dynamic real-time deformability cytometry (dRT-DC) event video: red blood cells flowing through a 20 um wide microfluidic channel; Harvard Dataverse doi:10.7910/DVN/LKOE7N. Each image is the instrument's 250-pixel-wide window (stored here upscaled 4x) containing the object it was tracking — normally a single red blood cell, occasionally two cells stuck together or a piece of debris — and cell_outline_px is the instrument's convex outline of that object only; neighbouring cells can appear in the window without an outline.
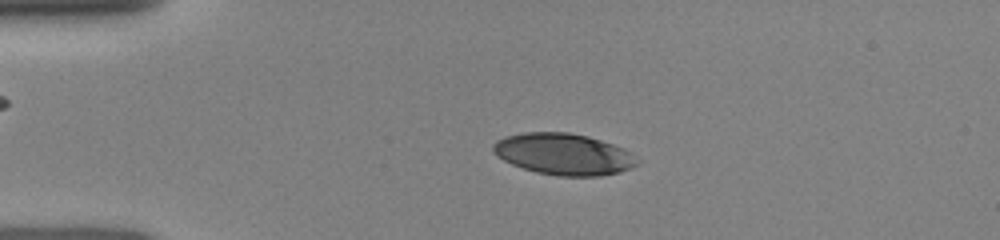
{"species": "human", "species_latin": "Homo sapiens", "temperature_condition": "room temperature", "stored_images_in_passage": 41, "camera_frame_rate_fps": 3000, "um_per_image_px": 0.085, "donor": {"sex": "female"}, "frame": {"image": 1, "passage_image": 20, "time_ms": 3.333, "image_size_px": [1000, 240], "cell_outline_px": [[640, 160], [632, 168], [620, 172], [600, 176], [560, 176], [536, 172], [512, 164], [496, 156], [492, 152], [492, 144], [496, 140], [504, 136], [524, 132], [568, 132], [588, 136], [624, 148]], "centroid_in_image_um": [47.89, 13.1], "position_along_channel_um": 37.1, "area_um2": 34.97}}
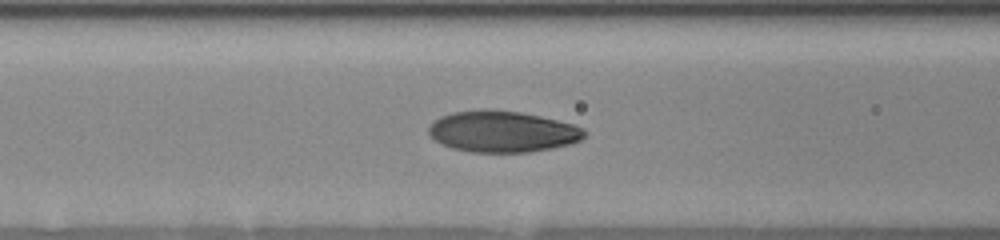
{"frame": {"image": 2, "passage_image": 32, "time_ms": 6.333, "image_size_px": [1000, 240], "cell_outline_px": [[588, 132], [580, 140], [568, 144], [552, 148], [528, 152], [468, 152], [452, 148], [440, 144], [428, 136], [428, 128], [432, 120], [440, 116], [452, 112], [484, 108], [520, 112], [540, 116], [572, 124], [584, 128]], "centroid_in_image_um": [42.64, 11.17], "position_along_channel_um": 124.0, "area_um2": 37.86}}
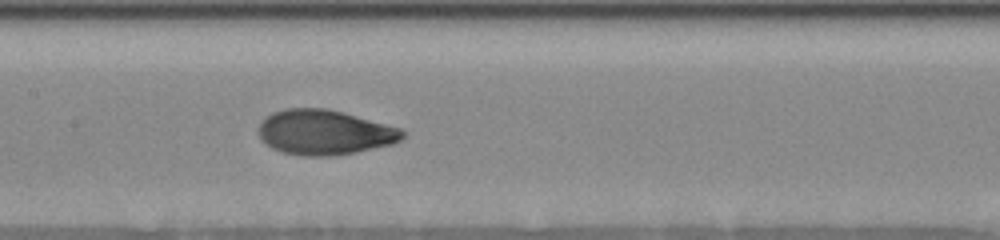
{"frame": {"image": 3, "passage_image": 40, "time_ms": 7.667, "image_size_px": [1000, 240], "cell_outline_px": [[408, 132], [400, 140], [392, 144], [356, 152], [332, 156], [304, 156], [284, 152], [272, 148], [260, 136], [260, 124], [264, 116], [272, 112], [284, 108], [324, 108], [340, 112], [400, 128]], "centroid_in_image_um": [27.59, 11.25], "position_along_channel_um": 179.8, "area_um2": 37.34}}